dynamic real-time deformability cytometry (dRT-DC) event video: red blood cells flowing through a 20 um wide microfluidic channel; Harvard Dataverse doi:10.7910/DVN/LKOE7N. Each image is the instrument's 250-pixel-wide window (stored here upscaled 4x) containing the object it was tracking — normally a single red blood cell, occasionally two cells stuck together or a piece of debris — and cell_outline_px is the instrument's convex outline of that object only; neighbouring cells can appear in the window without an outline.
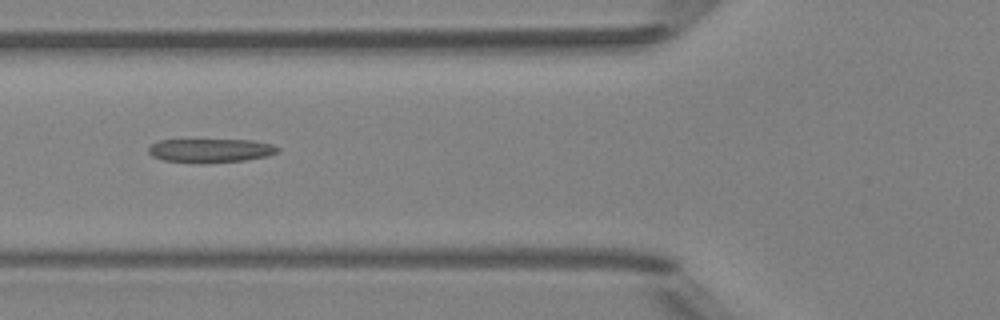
{"species": "Egyptian fruit bat (a non-hibernating species)", "species_latin": "Rousettus aegyptiacus", "temperature_condition": "room temperature", "stored_images_in_passage": 4, "camera_frame_rate_fps": 3000, "um_per_image_px": 0.085, "animal": {"sex": "female"}, "frame": {"image": 1, "passage_image": 4, "time_ms": 4.333, "image_size_px": [1000, 320], "cell_outline_px": [[280, 152], [268, 156], [244, 160], [164, 160], [152, 156], [148, 152], [148, 148], [152, 144], [160, 140], [252, 140], [272, 144], [280, 148]], "centroid_in_image_um": [17.97, 12.74], "position_along_channel_um": 107.8, "area_um2": 16.94}}